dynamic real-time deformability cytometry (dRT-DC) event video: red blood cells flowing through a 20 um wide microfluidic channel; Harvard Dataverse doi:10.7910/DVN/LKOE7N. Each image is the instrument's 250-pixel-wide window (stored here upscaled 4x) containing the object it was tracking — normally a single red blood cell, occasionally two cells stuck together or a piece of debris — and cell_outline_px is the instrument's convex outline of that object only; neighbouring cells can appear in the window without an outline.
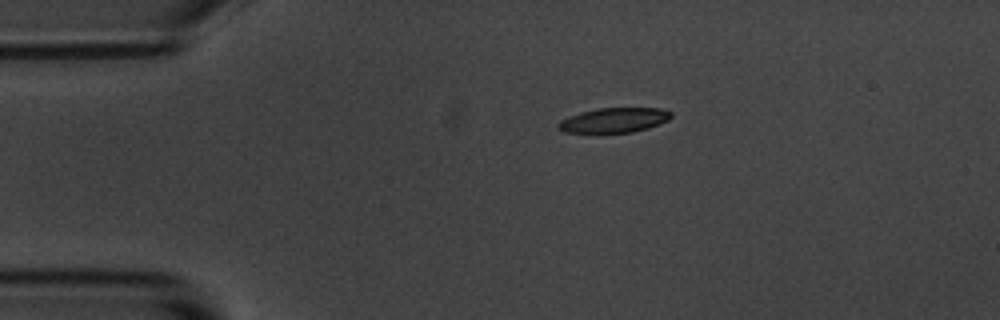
{"species": "common noctule bat (a hibernating species)", "species_latin": "Nyctalus noctula", "temperature_condition": "room temperature", "stored_images_in_passage": 4, "camera_frame_rate_fps": 3000, "um_per_image_px": 0.085, "animal": {"sex": "male", "body_mass_g": 20.1, "forearm_length_mm": 53.5}, "frame": {"image": 1, "passage_image": 1, "time_ms": 0.0, "image_size_px": [1000, 320], "cell_outline_px": [[672, 116], [668, 120], [648, 128], [632, 132], [600, 136], [596, 136], [564, 132], [556, 128], [556, 124], [560, 120], [568, 116], [580, 112], [596, 108], [660, 108], [672, 112]], "centroid_in_image_um": [52.08, 10.27], "position_along_channel_um": 32.9, "area_um2": 17.34}}
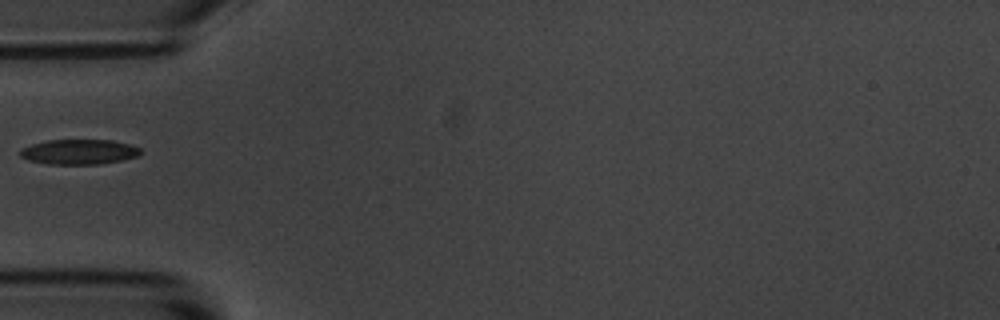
{"frame": {"image": 2, "passage_image": 3, "time_ms": 2.333, "image_size_px": [1000, 320], "cell_outline_px": [[140, 152], [136, 156], [120, 160], [96, 164], [48, 164], [28, 160], [20, 156], [20, 148], [32, 144], [48, 140], [112, 140], [128, 144], [140, 148]], "centroid_in_image_um": [6.66, 12.9], "position_along_channel_um": 78.3, "area_um2": 17.34}}